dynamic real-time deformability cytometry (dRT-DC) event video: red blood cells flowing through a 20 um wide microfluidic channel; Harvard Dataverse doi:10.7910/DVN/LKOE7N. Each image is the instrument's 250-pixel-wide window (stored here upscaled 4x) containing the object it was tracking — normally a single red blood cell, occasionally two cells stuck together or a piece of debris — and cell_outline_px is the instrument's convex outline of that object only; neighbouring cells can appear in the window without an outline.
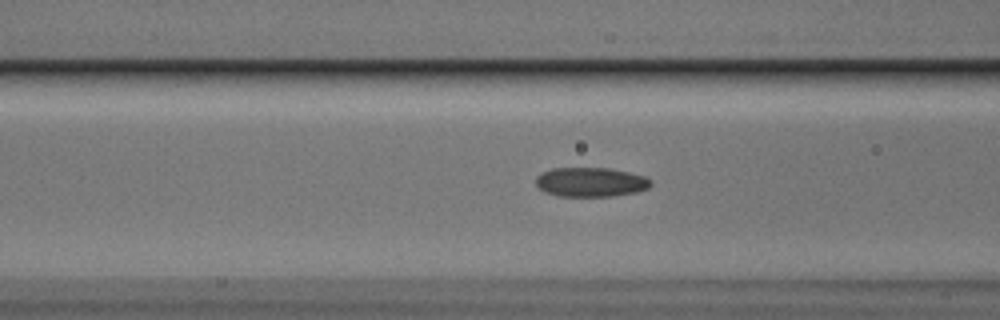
{"species": "Egyptian fruit bat (a non-hibernating species)", "species_latin": "Rousettus aegyptiacus", "temperature_condition": "cold", "stored_images_in_passage": 34, "camera_frame_rate_fps": 3000, "um_per_image_px": 0.085, "animal": {"sex": "male"}, "frame": {"image": 1, "passage_image": 6, "time_ms": 1.667, "image_size_px": [1000, 320], "cell_outline_px": [[652, 184], [648, 188], [636, 192], [612, 196], [556, 196], [544, 192], [536, 184], [536, 176], [552, 168], [608, 168], [628, 172], [644, 176], [652, 180]], "centroid_in_image_um": [50.21, 15.48], "position_along_channel_um": 116.4, "area_um2": 19.65}}
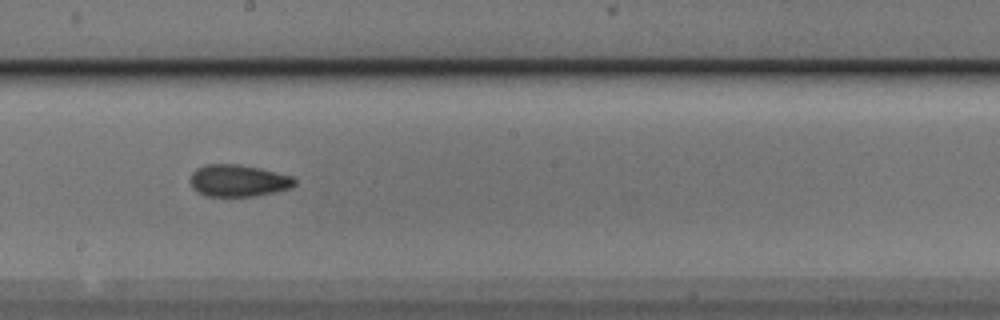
{"frame": {"image": 2, "passage_image": 15, "time_ms": 4.667, "image_size_px": [1000, 320], "cell_outline_px": [[296, 184], [292, 188], [276, 192], [256, 196], [204, 196], [196, 192], [192, 188], [192, 172], [196, 168], [204, 164], [240, 164], [260, 168], [292, 176], [296, 180]], "centroid_in_image_um": [20.27, 15.36], "position_along_channel_um": 227.9, "area_um2": 19.65}}
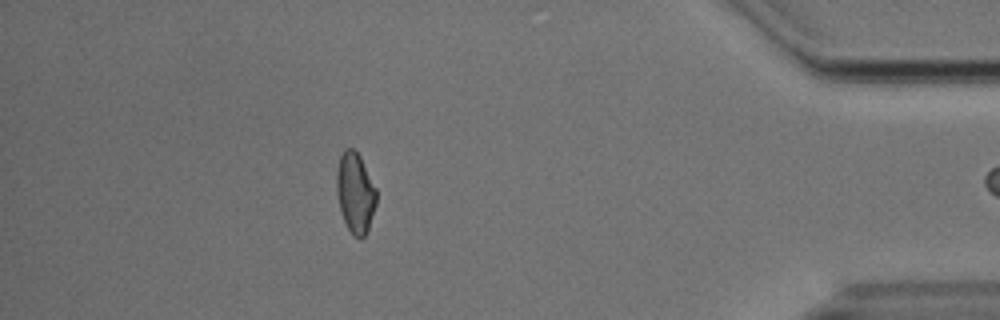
{"frame": {"image": 3, "passage_image": 33, "time_ms": 10.667, "image_size_px": [1000, 320], "cell_outline_px": [[376, 204], [368, 232], [360, 240], [352, 236], [344, 220], [340, 208], [336, 192], [336, 172], [340, 156], [344, 148], [352, 148], [360, 156], [376, 188]], "centroid_in_image_um": [30.2, 16.41], "position_along_channel_um": 405.0, "area_um2": 18.79}}